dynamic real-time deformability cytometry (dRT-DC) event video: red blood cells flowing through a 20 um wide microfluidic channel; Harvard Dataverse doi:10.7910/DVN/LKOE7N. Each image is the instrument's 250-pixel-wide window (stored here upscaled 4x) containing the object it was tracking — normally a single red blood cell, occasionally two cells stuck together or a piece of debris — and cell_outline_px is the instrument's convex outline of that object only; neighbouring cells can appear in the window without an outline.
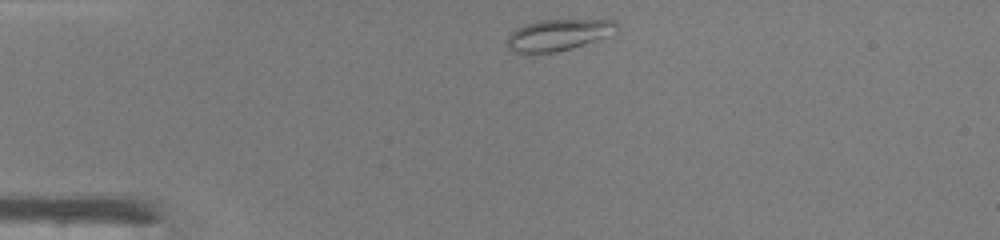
{"species": "common noctule bat (a hibernating species)", "species_latin": "Nyctalus noctula", "temperature_condition": "warm", "stored_images_in_passage": 37, "camera_frame_rate_fps": 3000, "um_per_image_px": 0.085, "animal": {"sex": "male", "body_mass_g": 19.0, "forearm_length_mm": 50.8}, "frame": {"image": 1, "passage_image": 1, "time_ms": 0.0, "image_size_px": [1000, 240], "cell_outline_px": [[620, 24], [616, 32], [596, 40], [572, 48], [556, 52], [528, 56], [512, 52], [508, 48], [508, 36], [516, 28], [524, 24], [540, 20], [616, 20]], "centroid_in_image_um": [47.41, 3.0], "position_along_channel_um": 37.6, "area_um2": 20.52}}
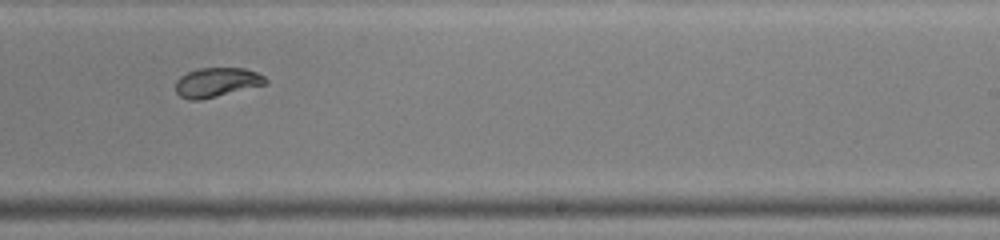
{"frame": {"image": 2, "passage_image": 20, "time_ms": 6.333, "image_size_px": [1000, 240], "cell_outline_px": [[268, 84], [200, 100], [188, 100], [180, 96], [176, 92], [176, 80], [180, 76], [188, 72], [200, 68], [244, 68], [256, 72], [264, 76], [268, 80]], "centroid_in_image_um": [18.43, 7.0], "position_along_channel_um": 270.6, "area_um2": 15.43}}
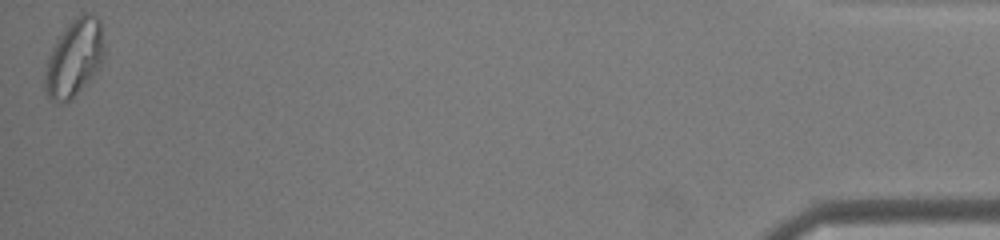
{"frame": {"image": 3, "passage_image": 37, "time_ms": 12.0, "image_size_px": [1000, 240], "cell_outline_px": [[104, 56], [96, 72], [68, 100], [52, 100], [44, 92], [44, 80], [48, 56], [56, 40], [64, 28], [76, 16], [84, 12], [92, 12], [100, 20], [104, 44]], "centroid_in_image_um": [6.32, 4.84], "position_along_channel_um": 428.9, "area_um2": 26.24}}